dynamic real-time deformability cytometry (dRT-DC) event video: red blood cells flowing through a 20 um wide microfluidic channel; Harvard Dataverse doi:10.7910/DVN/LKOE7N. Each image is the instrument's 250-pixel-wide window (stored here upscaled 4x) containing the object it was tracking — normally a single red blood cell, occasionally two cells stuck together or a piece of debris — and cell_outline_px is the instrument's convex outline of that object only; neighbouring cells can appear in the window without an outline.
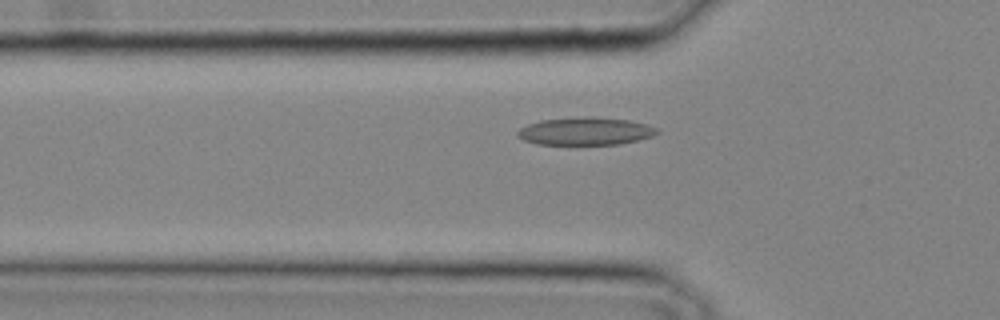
{"species": "common noctule bat (a hibernating species)", "species_latin": "Nyctalus noctula", "temperature_condition": "cold", "stored_images_in_passage": 30, "camera_frame_rate_fps": 3000, "um_per_image_px": 0.085, "animal": {"sex": "male", "body_mass_g": 20.4}, "frame": {"image": 1, "passage_image": 10, "time_ms": 3.0, "image_size_px": [1000, 320], "cell_outline_px": [[660, 132], [652, 136], [620, 144], [536, 144], [524, 140], [516, 136], [516, 132], [520, 128], [528, 124], [540, 120], [572, 116], [592, 116], [628, 120], [648, 124], [660, 128]], "centroid_in_image_um": [49.76, 11.13], "position_along_channel_um": 76.0, "area_um2": 22.89}}
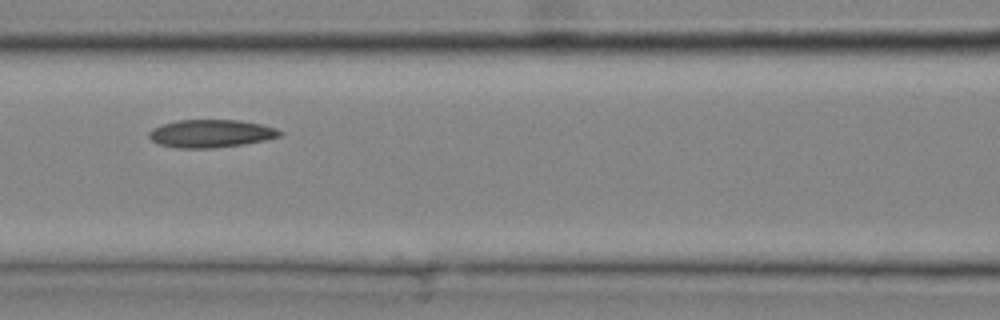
{"frame": {"image": 2, "passage_image": 14, "time_ms": 4.333, "image_size_px": [1000, 320], "cell_outline_px": [[284, 132], [280, 136], [264, 140], [244, 144], [212, 148], [176, 148], [160, 144], [152, 140], [148, 136], [148, 132], [152, 128], [176, 120], [240, 120], [260, 124], [276, 128]], "centroid_in_image_um": [17.92, 11.35], "position_along_channel_um": 148.7, "area_um2": 21.21}}
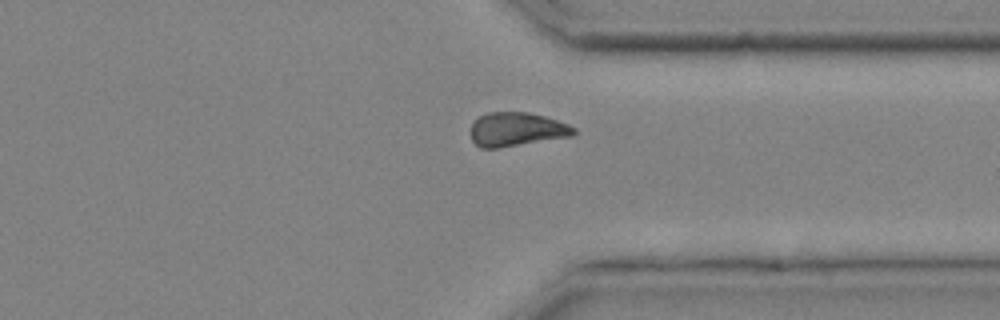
{"frame": {"image": 3, "passage_image": 26, "time_ms": 8.333, "image_size_px": [1000, 320], "cell_outline_px": [[576, 132], [572, 136], [496, 148], [480, 148], [472, 140], [472, 124], [480, 116], [488, 112], [528, 112], [544, 116], [568, 124], [576, 128]], "centroid_in_image_um": [43.92, 10.99], "position_along_channel_um": 367.5, "area_um2": 20.11}}